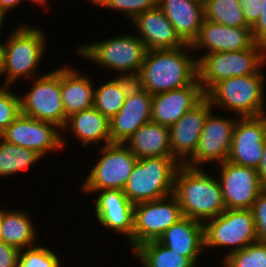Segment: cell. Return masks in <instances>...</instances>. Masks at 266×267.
<instances>
[{"mask_svg": "<svg viewBox=\"0 0 266 267\" xmlns=\"http://www.w3.org/2000/svg\"><path fill=\"white\" fill-rule=\"evenodd\" d=\"M226 209H251L263 190L257 169L225 161L217 165ZM219 168V169H218Z\"/></svg>", "mask_w": 266, "mask_h": 267, "instance_id": "5bb4252c", "label": "cell"}, {"mask_svg": "<svg viewBox=\"0 0 266 267\" xmlns=\"http://www.w3.org/2000/svg\"><path fill=\"white\" fill-rule=\"evenodd\" d=\"M266 141V114L238 117L233 129L232 144L227 161L258 169Z\"/></svg>", "mask_w": 266, "mask_h": 267, "instance_id": "9a60e30c", "label": "cell"}, {"mask_svg": "<svg viewBox=\"0 0 266 267\" xmlns=\"http://www.w3.org/2000/svg\"><path fill=\"white\" fill-rule=\"evenodd\" d=\"M75 50L74 54L83 57L82 59L92 61L98 67L119 72V77L132 79L139 74L147 53L145 44L134 33L120 34L94 43H83Z\"/></svg>", "mask_w": 266, "mask_h": 267, "instance_id": "277c9868", "label": "cell"}, {"mask_svg": "<svg viewBox=\"0 0 266 267\" xmlns=\"http://www.w3.org/2000/svg\"><path fill=\"white\" fill-rule=\"evenodd\" d=\"M24 209H6L3 207L2 241L18 250L35 246L38 233L33 217Z\"/></svg>", "mask_w": 266, "mask_h": 267, "instance_id": "4316f807", "label": "cell"}, {"mask_svg": "<svg viewBox=\"0 0 266 267\" xmlns=\"http://www.w3.org/2000/svg\"><path fill=\"white\" fill-rule=\"evenodd\" d=\"M8 15L0 9V35H1V32L2 30L4 29V24L6 23V20H7V17Z\"/></svg>", "mask_w": 266, "mask_h": 267, "instance_id": "ee69618b", "label": "cell"}, {"mask_svg": "<svg viewBox=\"0 0 266 267\" xmlns=\"http://www.w3.org/2000/svg\"><path fill=\"white\" fill-rule=\"evenodd\" d=\"M94 216L100 226L127 238L132 251V232L134 229V205L123 190L105 189L95 192ZM97 197V198H96Z\"/></svg>", "mask_w": 266, "mask_h": 267, "instance_id": "2e32d148", "label": "cell"}, {"mask_svg": "<svg viewBox=\"0 0 266 267\" xmlns=\"http://www.w3.org/2000/svg\"><path fill=\"white\" fill-rule=\"evenodd\" d=\"M198 3H200L201 5L205 6L210 0H194Z\"/></svg>", "mask_w": 266, "mask_h": 267, "instance_id": "bcb514c9", "label": "cell"}, {"mask_svg": "<svg viewBox=\"0 0 266 267\" xmlns=\"http://www.w3.org/2000/svg\"><path fill=\"white\" fill-rule=\"evenodd\" d=\"M74 139H77L83 147L91 144H100L98 147L112 143L109 133V120L103 116L95 107L79 111L67 118L62 130V144L65 148L67 143L65 133L68 131Z\"/></svg>", "mask_w": 266, "mask_h": 267, "instance_id": "603a6c76", "label": "cell"}, {"mask_svg": "<svg viewBox=\"0 0 266 267\" xmlns=\"http://www.w3.org/2000/svg\"><path fill=\"white\" fill-rule=\"evenodd\" d=\"M266 65V46L231 52H213L197 58L198 81L205 94L218 82L230 77L258 73Z\"/></svg>", "mask_w": 266, "mask_h": 267, "instance_id": "8992f818", "label": "cell"}, {"mask_svg": "<svg viewBox=\"0 0 266 267\" xmlns=\"http://www.w3.org/2000/svg\"><path fill=\"white\" fill-rule=\"evenodd\" d=\"M152 97L136 84L129 90L124 105L109 120L112 143H125L141 126L151 121Z\"/></svg>", "mask_w": 266, "mask_h": 267, "instance_id": "ac0fdd59", "label": "cell"}, {"mask_svg": "<svg viewBox=\"0 0 266 267\" xmlns=\"http://www.w3.org/2000/svg\"><path fill=\"white\" fill-rule=\"evenodd\" d=\"M0 84V135L21 114L20 94Z\"/></svg>", "mask_w": 266, "mask_h": 267, "instance_id": "e575fe53", "label": "cell"}, {"mask_svg": "<svg viewBox=\"0 0 266 267\" xmlns=\"http://www.w3.org/2000/svg\"><path fill=\"white\" fill-rule=\"evenodd\" d=\"M179 166L173 157L138 159L123 192L133 205L172 195Z\"/></svg>", "mask_w": 266, "mask_h": 267, "instance_id": "52a82bcc", "label": "cell"}, {"mask_svg": "<svg viewBox=\"0 0 266 267\" xmlns=\"http://www.w3.org/2000/svg\"><path fill=\"white\" fill-rule=\"evenodd\" d=\"M251 30L253 40L266 46V0H262L261 15Z\"/></svg>", "mask_w": 266, "mask_h": 267, "instance_id": "f35d334b", "label": "cell"}, {"mask_svg": "<svg viewBox=\"0 0 266 267\" xmlns=\"http://www.w3.org/2000/svg\"><path fill=\"white\" fill-rule=\"evenodd\" d=\"M76 68L69 64L60 67V89L65 110V124L72 114L93 107L94 83L90 76L82 75L81 69Z\"/></svg>", "mask_w": 266, "mask_h": 267, "instance_id": "cb8c5ba5", "label": "cell"}, {"mask_svg": "<svg viewBox=\"0 0 266 267\" xmlns=\"http://www.w3.org/2000/svg\"><path fill=\"white\" fill-rule=\"evenodd\" d=\"M255 43L251 27H228L204 19L191 48L194 54L200 50L208 54L245 50Z\"/></svg>", "mask_w": 266, "mask_h": 267, "instance_id": "d6986e66", "label": "cell"}, {"mask_svg": "<svg viewBox=\"0 0 266 267\" xmlns=\"http://www.w3.org/2000/svg\"><path fill=\"white\" fill-rule=\"evenodd\" d=\"M204 98L205 92L198 79L191 85L154 94L151 121L170 128Z\"/></svg>", "mask_w": 266, "mask_h": 267, "instance_id": "ffe728a7", "label": "cell"}, {"mask_svg": "<svg viewBox=\"0 0 266 267\" xmlns=\"http://www.w3.org/2000/svg\"><path fill=\"white\" fill-rule=\"evenodd\" d=\"M134 85L135 79L119 76L110 78L99 86L95 85L93 107L110 120L122 108L129 90Z\"/></svg>", "mask_w": 266, "mask_h": 267, "instance_id": "83f0119b", "label": "cell"}, {"mask_svg": "<svg viewBox=\"0 0 266 267\" xmlns=\"http://www.w3.org/2000/svg\"><path fill=\"white\" fill-rule=\"evenodd\" d=\"M3 208L0 207V241H2Z\"/></svg>", "mask_w": 266, "mask_h": 267, "instance_id": "f6af8a7d", "label": "cell"}, {"mask_svg": "<svg viewBox=\"0 0 266 267\" xmlns=\"http://www.w3.org/2000/svg\"><path fill=\"white\" fill-rule=\"evenodd\" d=\"M17 26L6 37V57L2 73L4 81L1 85L14 86L21 78L28 81L41 76L38 75L41 70L39 67L46 52L48 36L40 27L29 26L26 22Z\"/></svg>", "mask_w": 266, "mask_h": 267, "instance_id": "3957f363", "label": "cell"}, {"mask_svg": "<svg viewBox=\"0 0 266 267\" xmlns=\"http://www.w3.org/2000/svg\"><path fill=\"white\" fill-rule=\"evenodd\" d=\"M258 73L230 77L216 83L205 97L217 109H226L237 117H255L266 114L265 74Z\"/></svg>", "mask_w": 266, "mask_h": 267, "instance_id": "5b68a950", "label": "cell"}, {"mask_svg": "<svg viewBox=\"0 0 266 267\" xmlns=\"http://www.w3.org/2000/svg\"><path fill=\"white\" fill-rule=\"evenodd\" d=\"M222 267H266V242L256 241L244 249L227 255Z\"/></svg>", "mask_w": 266, "mask_h": 267, "instance_id": "1f68e13d", "label": "cell"}, {"mask_svg": "<svg viewBox=\"0 0 266 267\" xmlns=\"http://www.w3.org/2000/svg\"><path fill=\"white\" fill-rule=\"evenodd\" d=\"M124 144L137 159L172 157L169 127L152 121L141 126Z\"/></svg>", "mask_w": 266, "mask_h": 267, "instance_id": "484cf974", "label": "cell"}, {"mask_svg": "<svg viewBox=\"0 0 266 267\" xmlns=\"http://www.w3.org/2000/svg\"><path fill=\"white\" fill-rule=\"evenodd\" d=\"M182 217L180 204L173 194L135 204L132 251L144 242L157 240Z\"/></svg>", "mask_w": 266, "mask_h": 267, "instance_id": "8fae6325", "label": "cell"}, {"mask_svg": "<svg viewBox=\"0 0 266 267\" xmlns=\"http://www.w3.org/2000/svg\"><path fill=\"white\" fill-rule=\"evenodd\" d=\"M42 157L35 151L6 142L0 137V178L22 174Z\"/></svg>", "mask_w": 266, "mask_h": 267, "instance_id": "f546056e", "label": "cell"}, {"mask_svg": "<svg viewBox=\"0 0 266 267\" xmlns=\"http://www.w3.org/2000/svg\"><path fill=\"white\" fill-rule=\"evenodd\" d=\"M60 253L46 247L45 244L19 250L17 267H62Z\"/></svg>", "mask_w": 266, "mask_h": 267, "instance_id": "d6a6232c", "label": "cell"}, {"mask_svg": "<svg viewBox=\"0 0 266 267\" xmlns=\"http://www.w3.org/2000/svg\"><path fill=\"white\" fill-rule=\"evenodd\" d=\"M25 2H28V0H25ZM29 2H33V4L34 5H38V7H42L43 6V10H45L47 13H48V10H50V9H47V8H45V7H50L49 6V0H29Z\"/></svg>", "mask_w": 266, "mask_h": 267, "instance_id": "7bdbcfd3", "label": "cell"}, {"mask_svg": "<svg viewBox=\"0 0 266 267\" xmlns=\"http://www.w3.org/2000/svg\"><path fill=\"white\" fill-rule=\"evenodd\" d=\"M169 249L187 257L196 267L204 248L203 223L188 217H182L171 225L158 239Z\"/></svg>", "mask_w": 266, "mask_h": 267, "instance_id": "7402d4cb", "label": "cell"}, {"mask_svg": "<svg viewBox=\"0 0 266 267\" xmlns=\"http://www.w3.org/2000/svg\"><path fill=\"white\" fill-rule=\"evenodd\" d=\"M213 109L205 97L169 128L172 157L180 165H185L196 152L206 117Z\"/></svg>", "mask_w": 266, "mask_h": 267, "instance_id": "e0dca14e", "label": "cell"}, {"mask_svg": "<svg viewBox=\"0 0 266 267\" xmlns=\"http://www.w3.org/2000/svg\"><path fill=\"white\" fill-rule=\"evenodd\" d=\"M132 253L142 267H196L187 257L169 249L158 240L144 242Z\"/></svg>", "mask_w": 266, "mask_h": 267, "instance_id": "f1b7e54d", "label": "cell"}, {"mask_svg": "<svg viewBox=\"0 0 266 267\" xmlns=\"http://www.w3.org/2000/svg\"><path fill=\"white\" fill-rule=\"evenodd\" d=\"M19 250L0 241V267H17Z\"/></svg>", "mask_w": 266, "mask_h": 267, "instance_id": "74e56055", "label": "cell"}, {"mask_svg": "<svg viewBox=\"0 0 266 267\" xmlns=\"http://www.w3.org/2000/svg\"><path fill=\"white\" fill-rule=\"evenodd\" d=\"M157 6L188 45L196 39L204 20V6L194 0H158Z\"/></svg>", "mask_w": 266, "mask_h": 267, "instance_id": "d4e9b609", "label": "cell"}, {"mask_svg": "<svg viewBox=\"0 0 266 267\" xmlns=\"http://www.w3.org/2000/svg\"><path fill=\"white\" fill-rule=\"evenodd\" d=\"M258 241L266 242V189H263L251 208Z\"/></svg>", "mask_w": 266, "mask_h": 267, "instance_id": "d590c367", "label": "cell"}, {"mask_svg": "<svg viewBox=\"0 0 266 267\" xmlns=\"http://www.w3.org/2000/svg\"><path fill=\"white\" fill-rule=\"evenodd\" d=\"M262 189H266V141L264 144L263 156L257 169Z\"/></svg>", "mask_w": 266, "mask_h": 267, "instance_id": "ab89813d", "label": "cell"}, {"mask_svg": "<svg viewBox=\"0 0 266 267\" xmlns=\"http://www.w3.org/2000/svg\"><path fill=\"white\" fill-rule=\"evenodd\" d=\"M23 2L25 0H0V9L6 14H11L10 12L14 11L20 4L22 5Z\"/></svg>", "mask_w": 266, "mask_h": 267, "instance_id": "60d3db41", "label": "cell"}, {"mask_svg": "<svg viewBox=\"0 0 266 267\" xmlns=\"http://www.w3.org/2000/svg\"><path fill=\"white\" fill-rule=\"evenodd\" d=\"M51 71L29 80L33 82L30 84L32 88L20 95L21 114L53 123L63 130L65 110L60 89V68Z\"/></svg>", "mask_w": 266, "mask_h": 267, "instance_id": "30bf717a", "label": "cell"}, {"mask_svg": "<svg viewBox=\"0 0 266 267\" xmlns=\"http://www.w3.org/2000/svg\"><path fill=\"white\" fill-rule=\"evenodd\" d=\"M2 36H0L1 38ZM5 57H6V38L3 42L0 41V78L3 73V68L5 65Z\"/></svg>", "mask_w": 266, "mask_h": 267, "instance_id": "b9f144b4", "label": "cell"}, {"mask_svg": "<svg viewBox=\"0 0 266 267\" xmlns=\"http://www.w3.org/2000/svg\"><path fill=\"white\" fill-rule=\"evenodd\" d=\"M191 45L147 51L135 84L151 95L191 85L198 79Z\"/></svg>", "mask_w": 266, "mask_h": 267, "instance_id": "6da1fadb", "label": "cell"}, {"mask_svg": "<svg viewBox=\"0 0 266 267\" xmlns=\"http://www.w3.org/2000/svg\"><path fill=\"white\" fill-rule=\"evenodd\" d=\"M98 148L101 156L89 170L82 186H78L79 190L88 195L98 190H123L137 157L124 143H110Z\"/></svg>", "mask_w": 266, "mask_h": 267, "instance_id": "9c48e42d", "label": "cell"}, {"mask_svg": "<svg viewBox=\"0 0 266 267\" xmlns=\"http://www.w3.org/2000/svg\"><path fill=\"white\" fill-rule=\"evenodd\" d=\"M214 113L213 109L206 117L196 152L186 166L203 168L209 163L212 166L213 162L218 165L227 161L237 116L224 117Z\"/></svg>", "mask_w": 266, "mask_h": 267, "instance_id": "7c38bea8", "label": "cell"}, {"mask_svg": "<svg viewBox=\"0 0 266 267\" xmlns=\"http://www.w3.org/2000/svg\"><path fill=\"white\" fill-rule=\"evenodd\" d=\"M247 24L252 28L262 11V0H239Z\"/></svg>", "mask_w": 266, "mask_h": 267, "instance_id": "8d00e7d4", "label": "cell"}, {"mask_svg": "<svg viewBox=\"0 0 266 267\" xmlns=\"http://www.w3.org/2000/svg\"><path fill=\"white\" fill-rule=\"evenodd\" d=\"M131 23L135 26L133 28L138 32L137 36L143 41L147 51L175 49L186 45L158 6L138 14Z\"/></svg>", "mask_w": 266, "mask_h": 267, "instance_id": "44dd1931", "label": "cell"}, {"mask_svg": "<svg viewBox=\"0 0 266 267\" xmlns=\"http://www.w3.org/2000/svg\"><path fill=\"white\" fill-rule=\"evenodd\" d=\"M62 133V129L53 123L20 114L0 137L45 158L50 152L63 149Z\"/></svg>", "mask_w": 266, "mask_h": 267, "instance_id": "4fadbf2b", "label": "cell"}, {"mask_svg": "<svg viewBox=\"0 0 266 267\" xmlns=\"http://www.w3.org/2000/svg\"><path fill=\"white\" fill-rule=\"evenodd\" d=\"M204 19L228 27H250L239 0H210L204 6Z\"/></svg>", "mask_w": 266, "mask_h": 267, "instance_id": "4dcf8cb0", "label": "cell"}, {"mask_svg": "<svg viewBox=\"0 0 266 267\" xmlns=\"http://www.w3.org/2000/svg\"><path fill=\"white\" fill-rule=\"evenodd\" d=\"M203 227L205 250L220 247L229 250L221 261L258 241L251 209H226L217 217L205 221Z\"/></svg>", "mask_w": 266, "mask_h": 267, "instance_id": "ba28073f", "label": "cell"}, {"mask_svg": "<svg viewBox=\"0 0 266 267\" xmlns=\"http://www.w3.org/2000/svg\"><path fill=\"white\" fill-rule=\"evenodd\" d=\"M207 170L180 165L174 178L173 195L182 215L202 223L226 210L217 174Z\"/></svg>", "mask_w": 266, "mask_h": 267, "instance_id": "7a4b0ae2", "label": "cell"}, {"mask_svg": "<svg viewBox=\"0 0 266 267\" xmlns=\"http://www.w3.org/2000/svg\"><path fill=\"white\" fill-rule=\"evenodd\" d=\"M90 4L120 12L130 21L140 13L153 9L157 6L158 0H87Z\"/></svg>", "mask_w": 266, "mask_h": 267, "instance_id": "836d02e7", "label": "cell"}]
</instances>
